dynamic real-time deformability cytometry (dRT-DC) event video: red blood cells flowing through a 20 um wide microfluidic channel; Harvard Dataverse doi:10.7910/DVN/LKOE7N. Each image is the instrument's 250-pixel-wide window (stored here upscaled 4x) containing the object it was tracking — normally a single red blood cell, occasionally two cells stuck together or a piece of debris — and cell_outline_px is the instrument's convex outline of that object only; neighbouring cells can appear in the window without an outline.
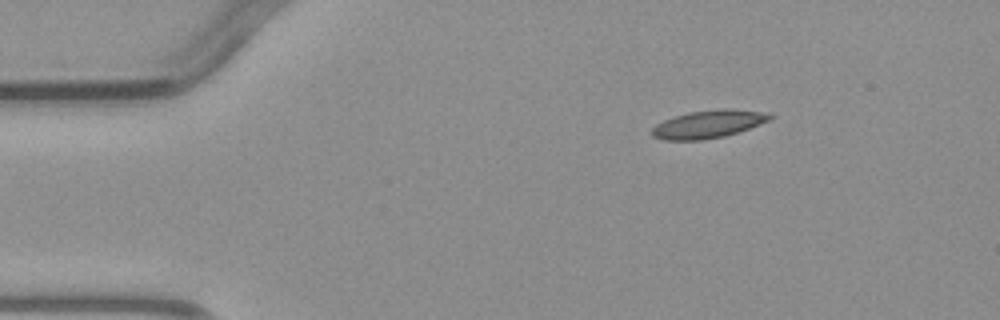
{"species": "common noctule bat (a hibernating species)", "species_latin": "Nyctalus noctula", "temperature_condition": "warm", "stored_images_in_passage": 3, "camera_frame_rate_fps": 3000, "um_per_image_px": 0.085, "animal": {"sex": "male", "body_mass_g": 23.1, "forearm_length_mm": 52.7}, "frame": {"image": 1, "passage_image": 1, "time_ms": 0.0, "image_size_px": [1000, 320], "cell_outline_px": [[772, 120], [724, 136], [704, 140], [664, 140], [652, 136], [652, 128], [656, 124], [664, 120], [688, 112], [720, 108], [728, 108], [768, 112], [772, 116]], "centroid_in_image_um": [60.22, 10.54], "position_along_channel_um": 24.8, "area_um2": 19.19}}
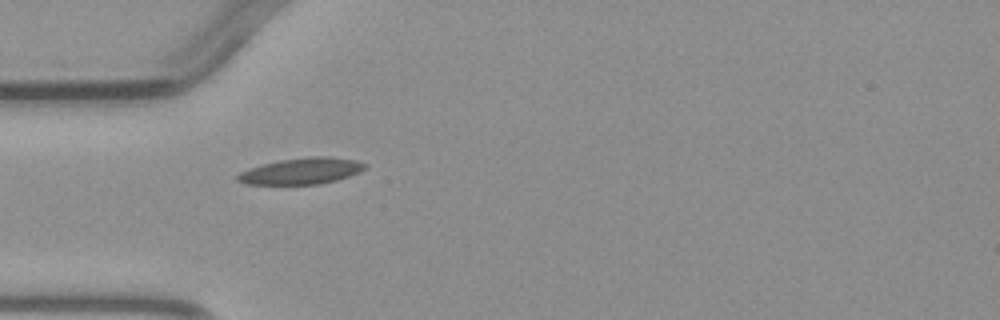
{"frame": {"image": 2, "passage_image": 3, "time_ms": 2.333, "image_size_px": [1000, 320], "cell_outline_px": [[368, 164], [360, 172], [336, 180], [320, 184], [244, 184], [236, 180], [236, 176], [240, 172], [248, 168], [280, 160], [312, 156], [332, 156], [356, 160]], "centroid_in_image_um": [25.63, 14.53], "position_along_channel_um": 59.4, "area_um2": 19.54}}